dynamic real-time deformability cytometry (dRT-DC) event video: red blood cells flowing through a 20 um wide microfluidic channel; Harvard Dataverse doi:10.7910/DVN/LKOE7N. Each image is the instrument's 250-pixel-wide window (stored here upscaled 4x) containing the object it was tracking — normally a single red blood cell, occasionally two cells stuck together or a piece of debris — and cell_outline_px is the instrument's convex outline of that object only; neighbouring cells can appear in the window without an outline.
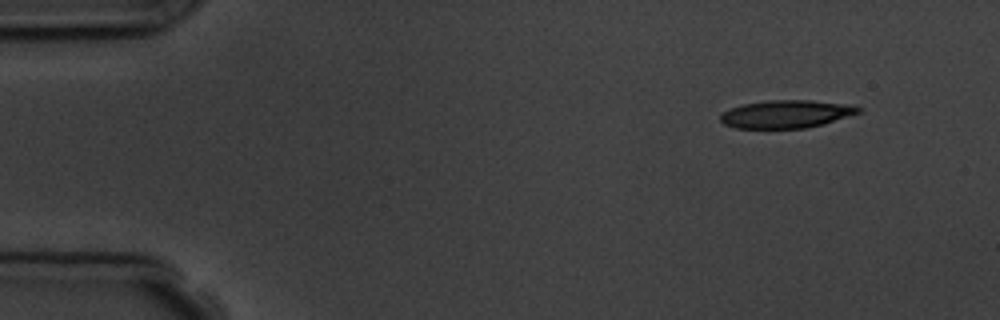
{"species": "common noctule bat (a hibernating species)", "species_latin": "Nyctalus noctula", "temperature_condition": "room temperature", "stored_images_in_passage": 5, "segment_of_instrument_passage": [1, 2], "camera_frame_rate_fps": 3000, "um_per_image_px": 0.085, "animal": {"sex": "male", "body_mass_g": 19.5, "forearm_length_mm": 54.6}, "frame": {"image": 1, "passage_image": 1, "time_ms": 0.0, "image_size_px": [1000, 320], "cell_outline_px": [[864, 112], [824, 124], [804, 128], [736, 128], [724, 124], [720, 120], [720, 116], [724, 112], [732, 108], [744, 104], [768, 100], [808, 100], [852, 104], [860, 108]], "centroid_in_image_um": [66.91, 9.69], "position_along_channel_um": 18.1, "area_um2": 22.48}}
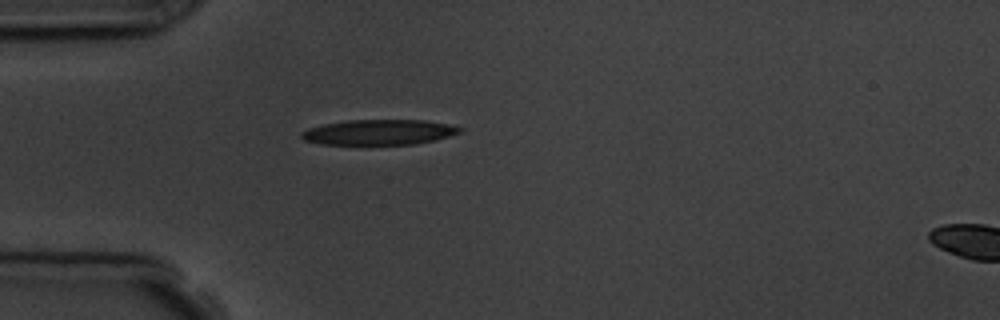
{"frame": {"image": 2, "passage_image": 4, "time_ms": 3.333, "image_size_px": [1000, 320], "cell_outline_px": [[464, 132], [436, 140], [416, 144], [320, 144], [304, 140], [300, 136], [300, 132], [308, 128], [324, 124], [348, 120], [424, 120], [448, 124], [464, 128]], "centroid_in_image_um": [32.25, 11.24], "position_along_channel_um": 52.7, "area_um2": 23.47}}